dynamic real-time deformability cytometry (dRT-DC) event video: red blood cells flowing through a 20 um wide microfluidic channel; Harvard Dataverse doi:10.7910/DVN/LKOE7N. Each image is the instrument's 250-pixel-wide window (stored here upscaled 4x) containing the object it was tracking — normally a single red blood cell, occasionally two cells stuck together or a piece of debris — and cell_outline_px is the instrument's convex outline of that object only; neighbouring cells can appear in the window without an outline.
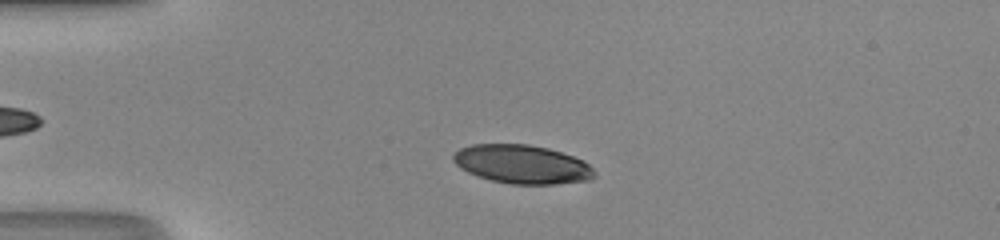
{"species": "human", "species_latin": "Homo sapiens", "temperature_condition": "room temperature", "stored_images_in_passage": 40, "camera_frame_rate_fps": 3000, "um_per_image_px": 0.085, "donor": {"sex": "male"}, "frame": {"image": 1, "passage_image": 8, "time_ms": 2.333, "image_size_px": [1000, 240], "cell_outline_px": [[596, 176], [588, 180], [556, 184], [512, 184], [492, 180], [476, 176], [460, 168], [452, 160], [452, 156], [460, 148], [472, 144], [528, 144], [548, 148], [584, 160], [596, 172]], "centroid_in_image_um": [44.37, 13.96], "position_along_channel_um": 40.6, "area_um2": 31.85}}
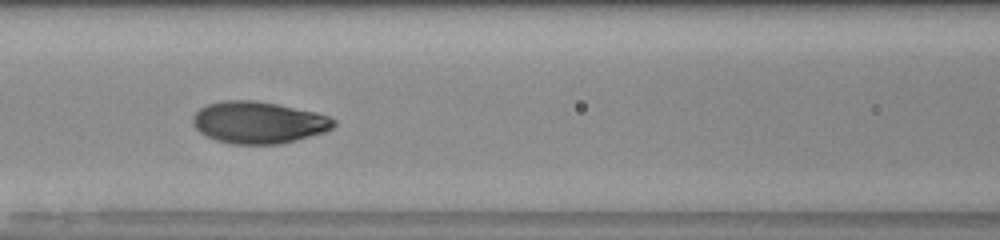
{"frame": {"image": 2, "passage_image": 18, "time_ms": 5.667, "image_size_px": [1000, 240], "cell_outline_px": [[336, 124], [332, 128], [324, 132], [296, 140], [280, 144], [232, 144], [216, 140], [200, 132], [192, 124], [192, 116], [200, 108], [208, 104], [224, 100], [256, 100], [316, 112], [328, 116], [336, 120]], "centroid_in_image_um": [21.97, 10.41], "position_along_channel_um": 144.6, "area_um2": 34.39}}
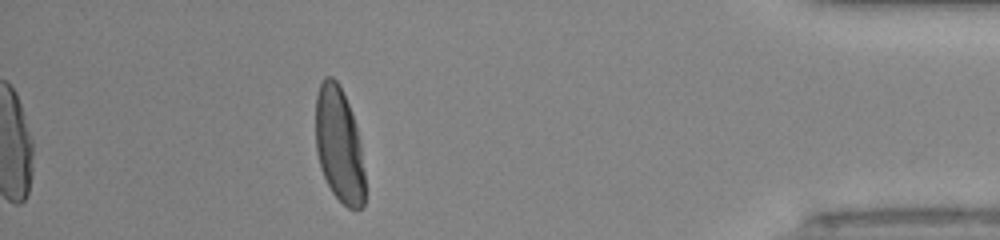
{"frame": {"image": 3, "passage_image": 40, "time_ms": 13.0, "image_size_px": [1000, 240], "cell_outline_px": [[364, 204], [360, 208], [348, 208], [332, 192], [320, 168], [316, 152], [316, 96], [320, 84], [324, 76], [332, 76], [336, 80], [348, 104], [356, 124], [360, 144], [364, 172]], "centroid_in_image_um": [28.81, 12.31], "position_along_channel_um": 406.4, "area_um2": 32.77}, "authors_computed_cell_mechanics": {"area_um2": 33.2928, "velocity_mm_per_s": 4.2038, "shape_relaxation_time_tau1_ms": 2.7398, "shape_relaxation_time_tau2_ms": null, "deformation_change_tau1": 0.1841, "deformation_change_tau2": null}}